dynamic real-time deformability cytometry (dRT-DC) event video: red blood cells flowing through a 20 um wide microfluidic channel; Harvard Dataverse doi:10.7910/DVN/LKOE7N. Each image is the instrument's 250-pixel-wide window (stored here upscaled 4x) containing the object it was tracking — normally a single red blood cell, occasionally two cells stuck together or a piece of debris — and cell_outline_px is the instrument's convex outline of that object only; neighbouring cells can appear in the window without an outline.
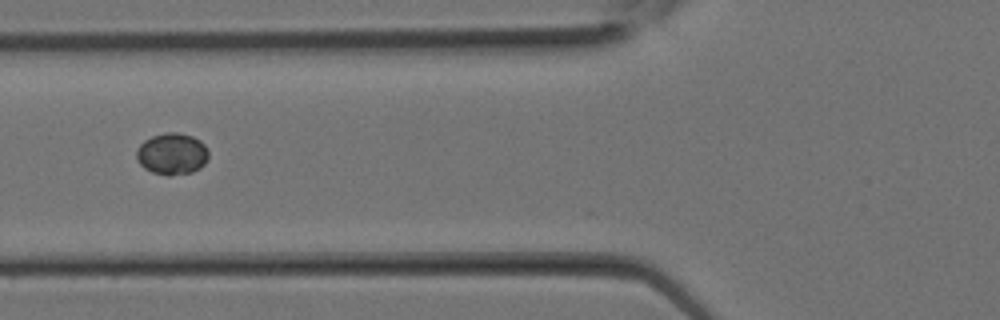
{"species": "Egyptian fruit bat (a non-hibernating species)", "species_latin": "Rousettus aegyptiacus", "temperature_condition": "room temperature", "stored_images_in_passage": 8, "camera_frame_rate_fps": 3000, "um_per_image_px": 0.085, "animal": {"sex": "female"}, "frame": {"image": 1, "passage_image": 2, "time_ms": 0.333, "image_size_px": [1000, 320], "cell_outline_px": [[208, 160], [200, 168], [192, 172], [168, 176], [152, 172], [144, 168], [140, 164], [136, 156], [136, 148], [144, 140], [152, 136], [164, 132], [176, 132], [192, 136], [200, 140], [204, 144], [208, 152]], "centroid_in_image_um": [14.61, 13.07], "position_along_channel_um": 111.2, "area_um2": 17.63}}
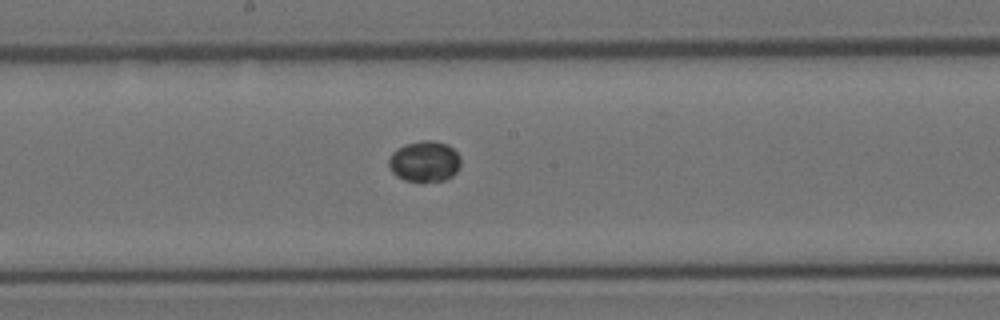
{"frame": {"image": 2, "passage_image": 6, "time_ms": 1.667, "image_size_px": [1000, 320], "cell_outline_px": [[460, 164], [456, 172], [452, 176], [444, 180], [420, 184], [404, 180], [396, 176], [392, 172], [388, 164], [388, 160], [392, 152], [396, 148], [404, 144], [424, 140], [432, 140], [448, 144], [460, 156]], "centroid_in_image_um": [36.06, 13.75], "position_along_channel_um": 212.1, "area_um2": 17.63}}
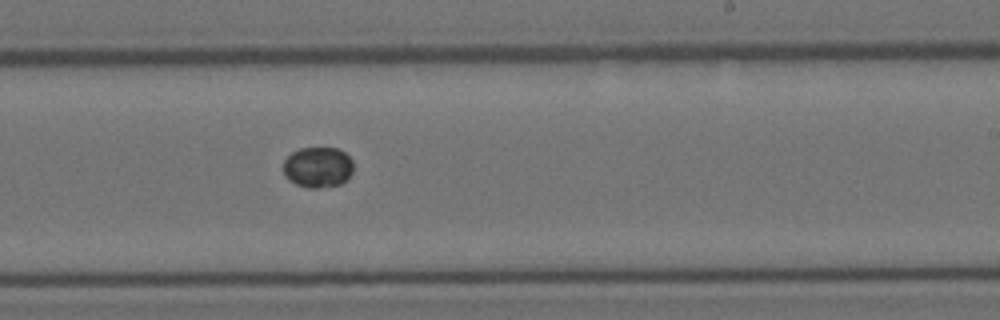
{"frame": {"image": 3, "passage_image": 8, "time_ms": 2.333, "image_size_px": [1000, 320], "cell_outline_px": [[352, 172], [340, 184], [320, 188], [308, 188], [296, 184], [288, 180], [284, 176], [284, 160], [292, 152], [300, 148], [340, 148], [352, 160]], "centroid_in_image_um": [26.99, 14.21], "position_along_channel_um": 262.0, "area_um2": 16.59}}